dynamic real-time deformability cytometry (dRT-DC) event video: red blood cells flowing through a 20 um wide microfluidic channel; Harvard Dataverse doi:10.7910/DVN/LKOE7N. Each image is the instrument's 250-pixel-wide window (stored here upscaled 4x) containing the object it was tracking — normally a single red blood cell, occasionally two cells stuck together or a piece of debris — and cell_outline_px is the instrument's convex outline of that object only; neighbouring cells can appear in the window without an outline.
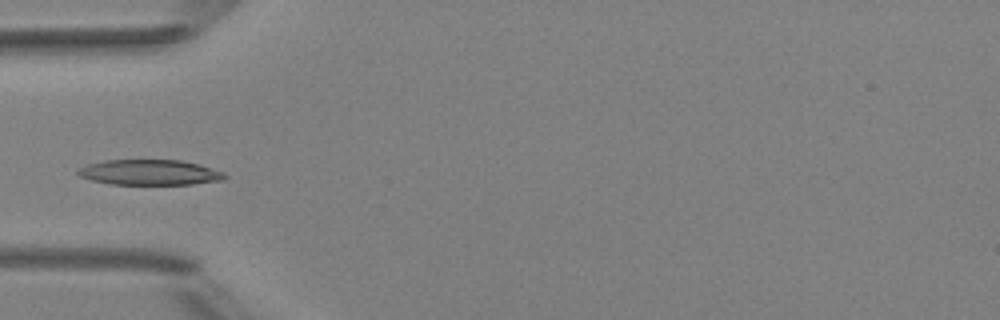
{"species": "Egyptian fruit bat (a non-hibernating species)", "species_latin": "Rousettus aegyptiacus", "temperature_condition": "room temperature", "stored_images_in_passage": 3, "camera_frame_rate_fps": 3000, "um_per_image_px": 0.085, "animal": {"sex": "female"}, "frame": {"image": 1, "passage_image": 3, "time_ms": 2.0, "image_size_px": [1000, 320], "cell_outline_px": [[228, 176], [224, 180], [192, 184], [112, 184], [92, 180], [80, 176], [76, 172], [76, 168], [88, 164], [104, 160], [180, 160], [200, 164], [224, 172]], "centroid_in_image_um": [12.74, 14.65], "position_along_channel_um": 72.3, "area_um2": 21.79}}